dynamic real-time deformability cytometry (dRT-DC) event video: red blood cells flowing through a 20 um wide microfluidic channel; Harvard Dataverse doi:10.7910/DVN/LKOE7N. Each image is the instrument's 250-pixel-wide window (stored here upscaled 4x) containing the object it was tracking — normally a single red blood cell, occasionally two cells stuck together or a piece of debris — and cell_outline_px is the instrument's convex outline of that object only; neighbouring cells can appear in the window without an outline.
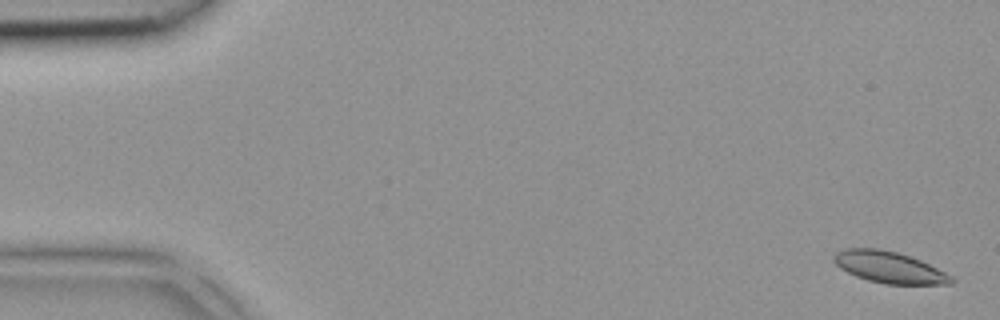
{"species": "common noctule bat (a hibernating species)", "species_latin": "Nyctalus noctula", "temperature_condition": "room temperature", "stored_images_in_passage": 4, "camera_frame_rate_fps": 3000, "um_per_image_px": 0.085, "animal": {"sex": "female", "body_mass_g": 18.4}, "frame": {"image": 1, "passage_image": 1, "time_ms": 0.0, "image_size_px": [1000, 320], "cell_outline_px": [[956, 280], [952, 284], [884, 284], [868, 280], [856, 276], [840, 268], [832, 260], [832, 256], [836, 252], [844, 248], [880, 248], [896, 252], [920, 260], [952, 276]], "centroid_in_image_um": [75.55, 22.71], "position_along_channel_um": 9.4, "area_um2": 21.5}}
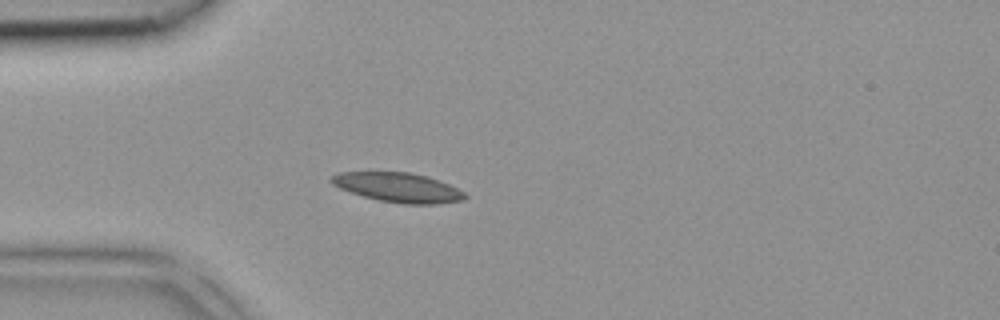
{"frame": {"image": 2, "passage_image": 4, "time_ms": 1.0, "image_size_px": [1000, 320], "cell_outline_px": [[468, 196], [464, 200], [436, 204], [404, 204], [380, 200], [364, 196], [340, 188], [332, 184], [328, 180], [336, 172], [412, 172], [428, 176], [440, 180], [464, 192]], "centroid_in_image_um": [33.85, 15.92], "position_along_channel_um": 51.1, "area_um2": 22.95}}